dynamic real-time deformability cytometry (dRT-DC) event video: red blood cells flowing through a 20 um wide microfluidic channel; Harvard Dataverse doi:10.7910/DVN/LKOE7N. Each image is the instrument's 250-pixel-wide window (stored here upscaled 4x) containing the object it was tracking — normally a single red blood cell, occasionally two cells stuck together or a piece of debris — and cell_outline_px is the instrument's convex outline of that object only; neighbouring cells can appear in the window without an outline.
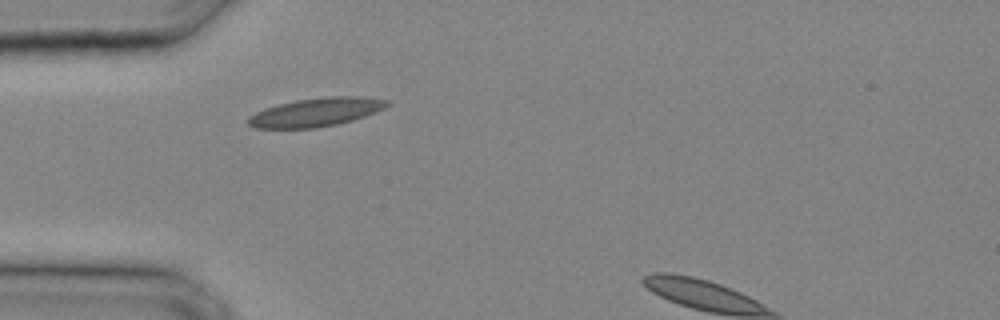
{"species": "common noctule bat (a hibernating species)", "species_latin": "Nyctalus noctula", "temperature_condition": "cold", "stored_images_in_passage": 2, "camera_frame_rate_fps": 3000, "um_per_image_px": 0.085, "animal": {"sex": "male", "body_mass_g": 20.4}, "frame": {"image": 1, "passage_image": 1, "time_ms": 0.0, "image_size_px": [1000, 320], "cell_outline_px": [[392, 104], [376, 112], [352, 120], [336, 124], [316, 128], [256, 128], [248, 124], [248, 116], [264, 108], [296, 100], [332, 96], [360, 96], [388, 100]], "centroid_in_image_um": [26.88, 9.53], "position_along_channel_um": 58.1, "area_um2": 23.0}}